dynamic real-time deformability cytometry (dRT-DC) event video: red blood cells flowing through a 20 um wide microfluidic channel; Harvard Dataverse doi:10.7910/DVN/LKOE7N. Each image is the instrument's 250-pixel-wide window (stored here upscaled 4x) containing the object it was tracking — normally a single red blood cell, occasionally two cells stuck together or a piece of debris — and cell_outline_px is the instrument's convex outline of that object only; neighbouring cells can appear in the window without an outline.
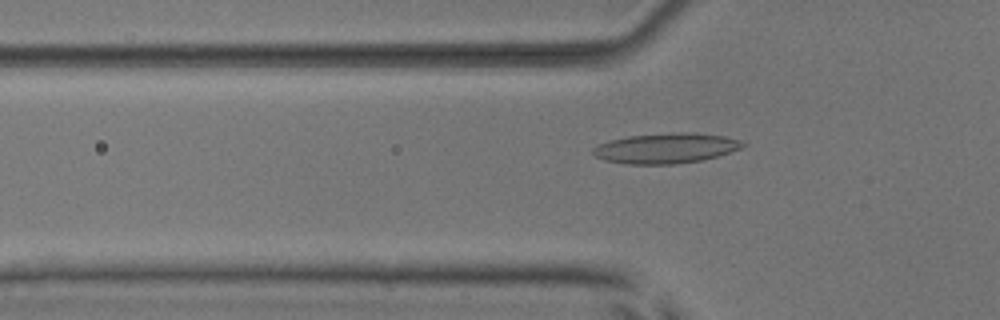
{"species": "common noctule bat (a hibernating species)", "species_latin": "Nyctalus noctula", "temperature_condition": "room temperature", "stored_images_in_passage": 49, "camera_frame_rate_fps": 3000, "um_per_image_px": 0.085, "animal": {"sex": "male", "body_mass_g": 17.9, "forearm_length_mm": 54.2}, "frame": {"image": 1, "passage_image": 14, "time_ms": 4.333, "image_size_px": [1000, 320], "cell_outline_px": [[748, 144], [740, 148], [716, 156], [700, 160], [676, 164], [624, 164], [604, 160], [596, 156], [592, 152], [592, 148], [608, 140], [628, 136], [672, 132], [692, 132], [724, 136], [740, 140]], "centroid_in_image_um": [56.57, 12.59], "position_along_channel_um": 69.2, "area_um2": 26.36}}
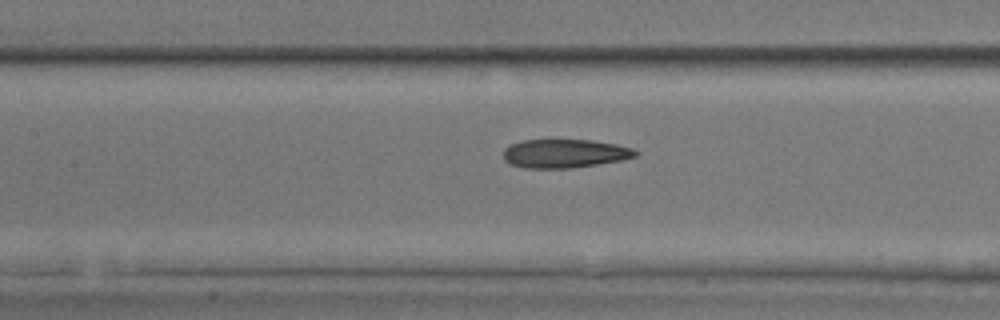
{"frame": {"image": 2, "passage_image": 21, "time_ms": 6.667, "image_size_px": [1000, 320], "cell_outline_px": [[640, 152], [636, 156], [620, 160], [596, 164], [568, 168], [524, 168], [512, 164], [504, 160], [504, 148], [512, 144], [524, 140], [592, 140], [616, 144], [632, 148]], "centroid_in_image_um": [48.0, 13.04], "position_along_channel_um": 159.4, "area_um2": 21.85}}
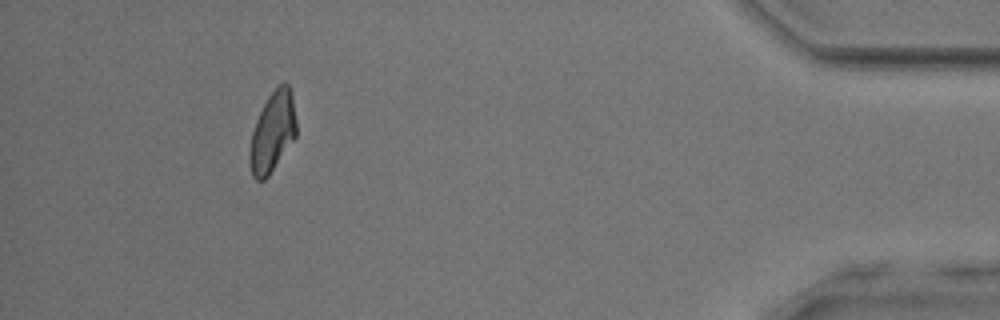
{"frame": {"image": 3, "passage_image": 45, "time_ms": 14.667, "image_size_px": [1000, 320], "cell_outline_px": [[296, 136], [268, 176], [264, 180], [256, 180], [252, 176], [248, 160], [248, 152], [252, 132], [256, 120], [268, 96], [280, 84], [288, 84], [292, 92], [296, 120]], "centroid_in_image_um": [23.15, 11.25], "position_along_channel_um": 412.1, "area_um2": 21.73}, "authors_computed_cell_mechanics": {"area_um2": 22.9466, "velocity_mm_per_s": 3.8816, "shape_relaxation_time_tau1_ms": 7.3375, "shape_relaxation_time_tau2_ms": 3.3322, "deformation_change_tau1": 0.2089, "deformation_change_tau2": 0.0995}}